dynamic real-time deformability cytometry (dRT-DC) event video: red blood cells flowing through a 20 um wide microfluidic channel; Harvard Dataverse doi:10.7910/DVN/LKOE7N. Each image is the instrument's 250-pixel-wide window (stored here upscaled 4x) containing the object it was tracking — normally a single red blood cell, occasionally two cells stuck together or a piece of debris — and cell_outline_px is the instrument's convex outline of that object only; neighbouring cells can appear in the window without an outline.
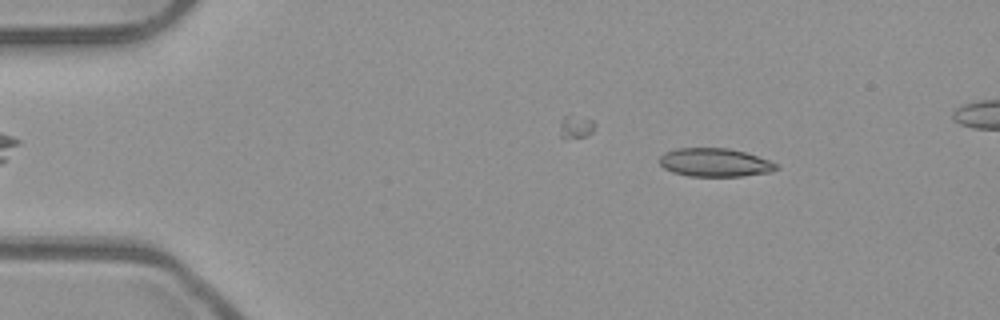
{"species": "common noctule bat (a hibernating species)", "species_latin": "Nyctalus noctula", "temperature_condition": "room temperature", "stored_images_in_passage": 47, "camera_frame_rate_fps": 3000, "um_per_image_px": 0.085, "animal": {"sex": "male", "body_mass_g": 23.1, "forearm_length_mm": 52.7}, "frame": {"image": 1, "passage_image": 5, "time_ms": 1.333, "image_size_px": [1000, 320], "cell_outline_px": [[780, 168], [768, 172], [744, 176], [688, 176], [672, 172], [664, 168], [660, 164], [660, 156], [664, 152], [676, 148], [728, 148], [744, 152], [780, 164]], "centroid_in_image_um": [60.76, 13.81], "position_along_channel_um": 24.2, "area_um2": 19.36}}
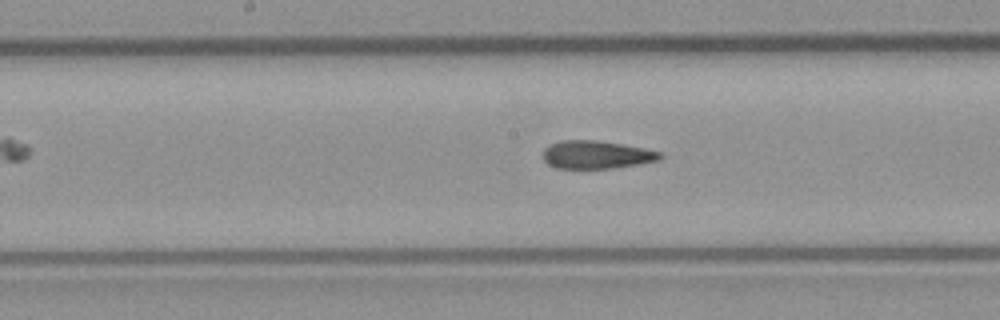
{"frame": {"image": 2, "passage_image": 24, "time_ms": 7.667, "image_size_px": [1000, 320], "cell_outline_px": [[664, 156], [660, 160], [612, 168], [556, 168], [548, 164], [544, 160], [544, 148], [560, 140], [596, 140], [644, 148], [660, 152]], "centroid_in_image_um": [50.69, 13.15], "position_along_channel_um": 197.5, "area_um2": 18.9}}
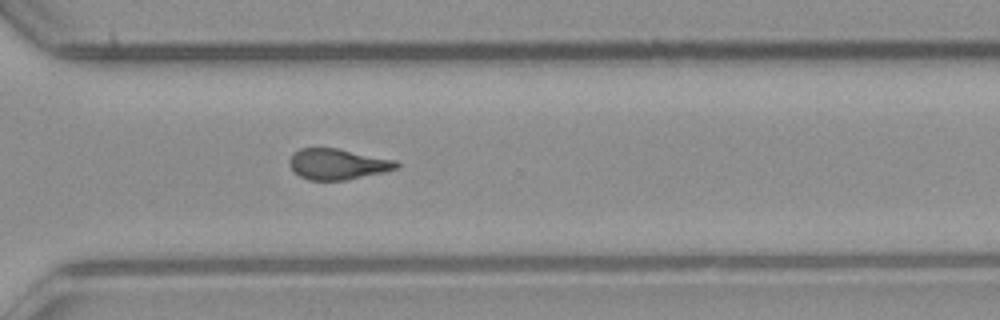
{"frame": {"image": 3, "passage_image": 35, "time_ms": 11.333, "image_size_px": [1000, 320], "cell_outline_px": [[400, 168], [384, 172], [344, 180], [308, 180], [300, 176], [288, 164], [288, 160], [292, 152], [300, 148], [336, 148], [396, 160], [400, 164]], "centroid_in_image_um": [28.69, 13.94], "position_along_channel_um": 341.9, "area_um2": 19.25}, "authors_computed_cell_mechanics": {"area_um2": 19.3052, "velocity_mm_per_s": 3.9529, "shape_relaxation_time_tau1_ms": null, "shape_relaxation_time_tau2_ms": 4.0067, "deformation_change_tau1": null, "deformation_change_tau2": 0.1348}}